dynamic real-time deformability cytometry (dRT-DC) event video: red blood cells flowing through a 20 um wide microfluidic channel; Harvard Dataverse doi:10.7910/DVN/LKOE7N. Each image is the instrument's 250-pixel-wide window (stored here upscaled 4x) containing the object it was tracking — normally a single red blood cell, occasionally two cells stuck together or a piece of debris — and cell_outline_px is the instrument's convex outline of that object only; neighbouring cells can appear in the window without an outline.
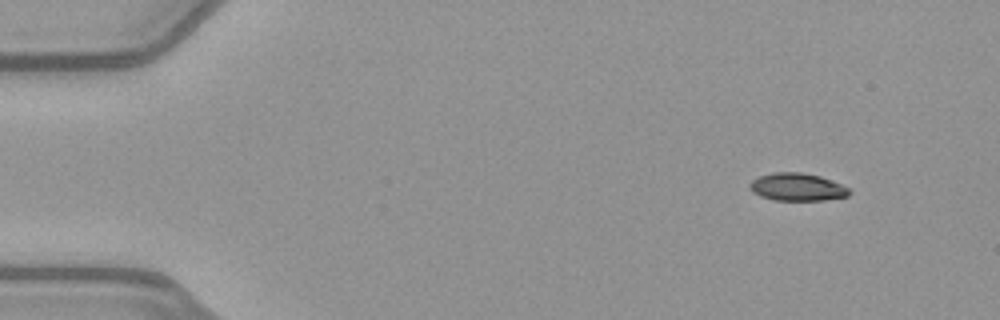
{"species": "common noctule bat (a hibernating species)", "species_latin": "Nyctalus noctula", "temperature_condition": "warm", "stored_images_in_passage": 48, "camera_frame_rate_fps": 3000, "um_per_image_px": 0.085, "animal": {"sex": "female", "body_mass_g": 21.9}, "frame": {"image": 1, "passage_image": 1, "time_ms": 0.0, "image_size_px": [1000, 320], "cell_outline_px": [[852, 192], [848, 196], [824, 200], [772, 200], [760, 196], [752, 192], [748, 188], [748, 184], [752, 180], [760, 176], [772, 172], [800, 172], [820, 176], [840, 184], [848, 188]], "centroid_in_image_um": [67.72, 15.9], "position_along_channel_um": 17.3, "area_um2": 16.13}}
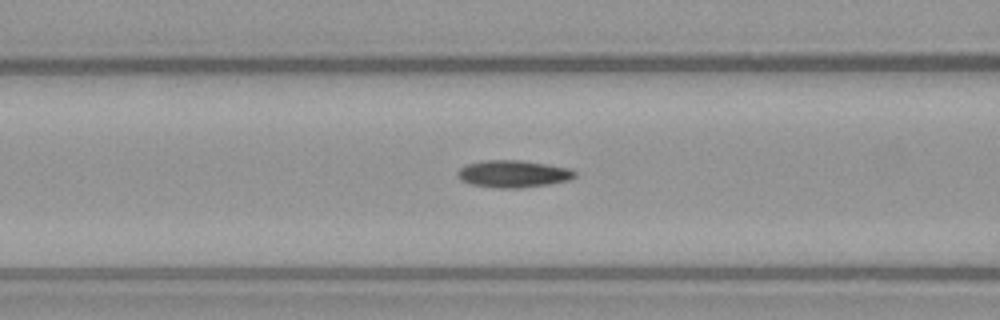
{"frame": {"image": 2, "passage_image": 17, "time_ms": 5.333, "image_size_px": [1000, 320], "cell_outline_px": [[576, 176], [568, 180], [548, 184], [520, 188], [496, 188], [472, 184], [460, 180], [456, 176], [456, 172], [460, 168], [468, 164], [484, 160], [520, 160], [548, 164], [568, 168], [576, 172]], "centroid_in_image_um": [43.6, 14.77], "position_along_channel_um": 123.0, "area_um2": 18.55}}
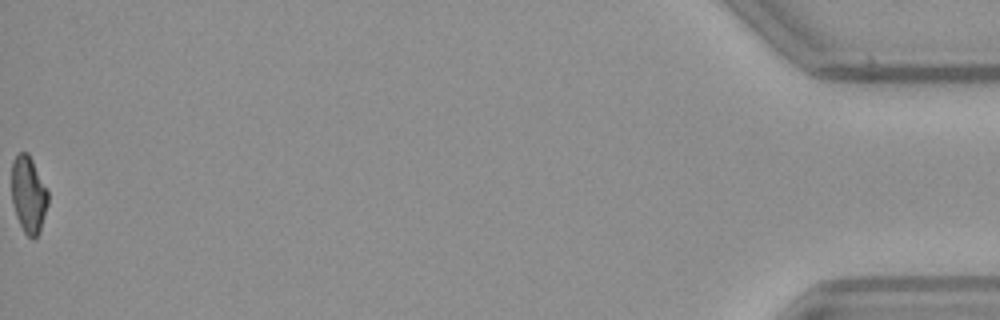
{"frame": {"image": 3, "passage_image": 48, "time_ms": 15.667, "image_size_px": [1000, 320], "cell_outline_px": [[48, 204], [40, 228], [36, 236], [32, 240], [24, 232], [16, 216], [12, 200], [12, 160], [20, 152], [28, 152], [48, 188]], "centroid_in_image_um": [2.43, 16.51], "position_along_channel_um": 432.8, "area_um2": 16.3}, "authors_computed_cell_mechanics": {"area_um2": 17.7446, "velocity_mm_per_s": 4.013, "shape_relaxation_time_tau1_ms": 6.6363, "shape_relaxation_time_tau2_ms": 7.4976, "deformation_change_tau1": 0.1855, "deformation_change_tau2": 0.1538}}